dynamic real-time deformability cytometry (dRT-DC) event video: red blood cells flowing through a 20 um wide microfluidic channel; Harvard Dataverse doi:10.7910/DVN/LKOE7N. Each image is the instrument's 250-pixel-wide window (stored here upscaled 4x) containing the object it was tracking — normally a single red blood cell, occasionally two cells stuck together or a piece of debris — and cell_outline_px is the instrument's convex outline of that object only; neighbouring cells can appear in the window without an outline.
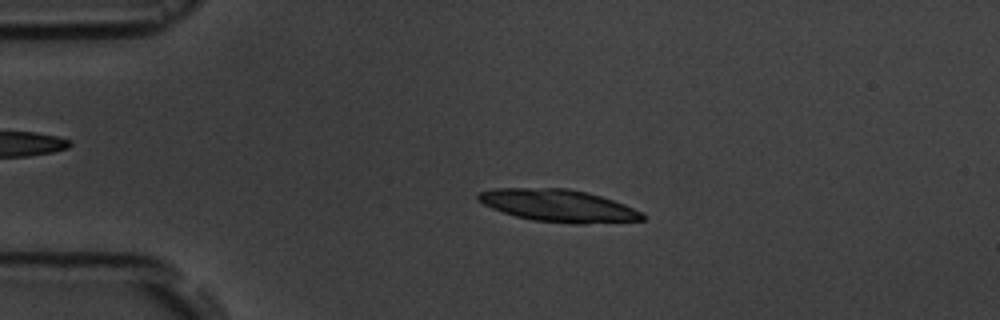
{"species": "common noctule bat (a hibernating species)", "species_latin": "Nyctalus noctula", "temperature_condition": "room temperature", "stored_images_in_passage": 4, "camera_frame_rate_fps": 3000, "um_per_image_px": 0.085, "animal": {"sex": "male", "body_mass_g": 19.5, "forearm_length_mm": 54.6}, "frame": {"image": 1, "passage_image": 3, "time_ms": 2.333, "image_size_px": [1000, 320], "cell_outline_px": [[644, 220], [584, 224], [576, 224], [532, 220], [516, 216], [492, 208], [476, 200], [476, 192], [496, 188], [568, 188], [588, 192], [624, 204], [640, 212], [644, 216]], "centroid_in_image_um": [47.41, 17.47], "position_along_channel_um": 37.6, "area_um2": 30.87}}